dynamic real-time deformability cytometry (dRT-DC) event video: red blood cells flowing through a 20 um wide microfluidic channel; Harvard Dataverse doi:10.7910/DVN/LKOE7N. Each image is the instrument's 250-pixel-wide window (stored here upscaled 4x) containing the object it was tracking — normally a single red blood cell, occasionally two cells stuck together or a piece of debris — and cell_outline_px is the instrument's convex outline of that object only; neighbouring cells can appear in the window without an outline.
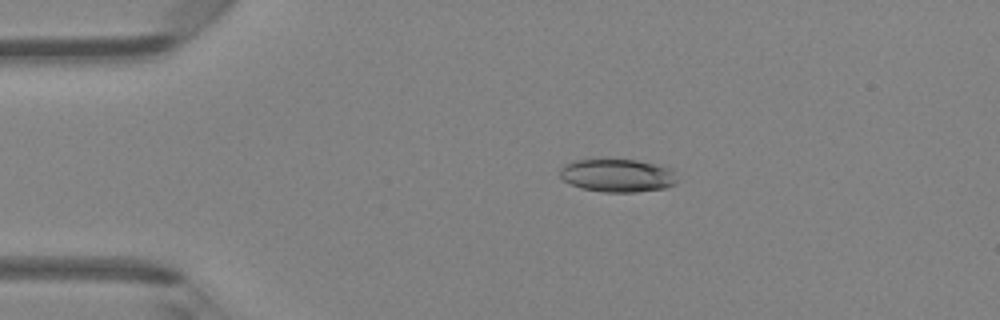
{"species": "Egyptian fruit bat (a non-hibernating species)", "species_latin": "Rousettus aegyptiacus", "temperature_condition": "room temperature", "stored_images_in_passage": 47, "camera_frame_rate_fps": 3000, "um_per_image_px": 0.085, "animal": {"sex": "female"}, "frame": {"image": 1, "passage_image": 10, "time_ms": 3.0, "image_size_px": [1000, 320], "cell_outline_px": [[680, 180], [664, 188], [636, 192], [604, 192], [580, 188], [564, 180], [560, 176], [560, 168], [564, 164], [572, 160], [636, 160], [656, 164], [672, 168]], "centroid_in_image_um": [52.5, 14.91], "position_along_channel_um": 32.5, "area_um2": 22.66}}
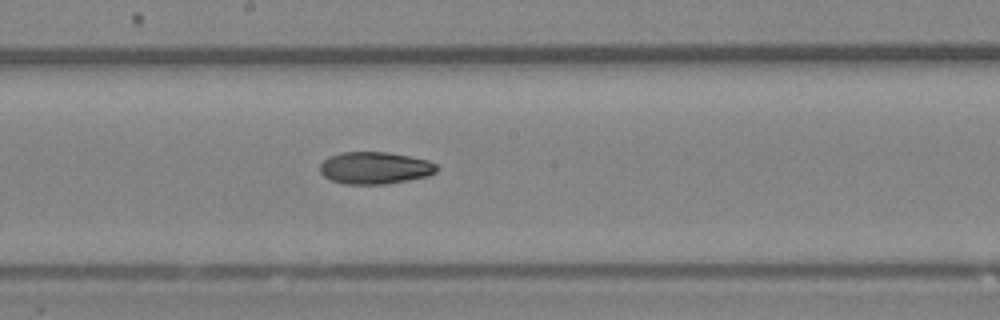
{"frame": {"image": 2, "passage_image": 26, "time_ms": 8.333, "image_size_px": [1000, 320], "cell_outline_px": [[440, 168], [436, 172], [428, 176], [408, 180], [384, 184], [344, 184], [332, 180], [324, 176], [320, 172], [320, 164], [328, 156], [340, 152], [388, 152], [428, 160], [436, 164]], "centroid_in_image_um": [31.87, 14.27], "position_along_channel_um": 216.3, "area_um2": 21.96}}
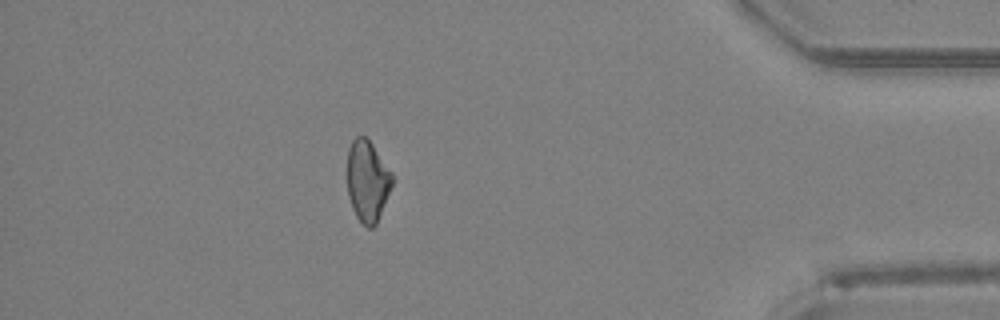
{"frame": {"image": 3, "passage_image": 42, "time_ms": 13.667, "image_size_px": [1000, 320], "cell_outline_px": [[392, 184], [376, 224], [372, 228], [368, 228], [356, 216], [352, 208], [348, 196], [348, 148], [352, 140], [356, 136], [364, 136], [372, 144], [392, 172]], "centroid_in_image_um": [31.22, 15.37], "position_along_channel_um": 404.0, "area_um2": 20.98}, "authors_computed_cell_mechanics": {"area_um2": 22.1374, "velocity_mm_per_s": 4.3371, "shape_relaxation_time_tau1_ms": null, "shape_relaxation_time_tau2_ms": 10.323, "deformation_change_tau1": null, "deformation_change_tau2": 0.2039}}